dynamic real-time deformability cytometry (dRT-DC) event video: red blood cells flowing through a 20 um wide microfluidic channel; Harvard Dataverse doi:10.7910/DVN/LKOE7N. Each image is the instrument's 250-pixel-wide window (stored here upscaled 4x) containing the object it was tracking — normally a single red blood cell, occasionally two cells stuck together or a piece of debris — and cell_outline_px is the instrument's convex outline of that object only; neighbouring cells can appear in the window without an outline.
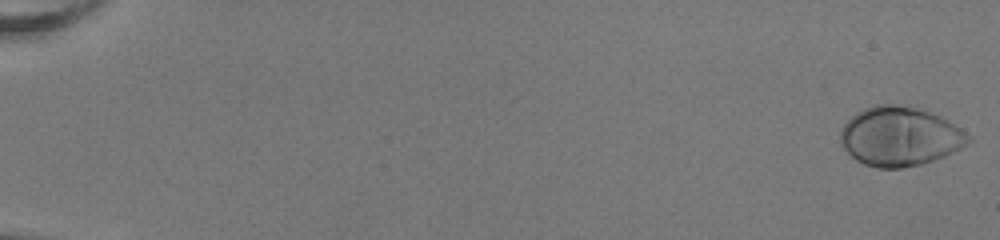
{"species": "human", "species_latin": "Homo sapiens", "temperature_condition": "room temperature", "stored_images_in_passage": 53, "camera_frame_rate_fps": 3000, "um_per_image_px": 0.085, "donor": {"sex": "female"}, "frame": {"image": 1, "passage_image": 1, "time_ms": 0.0, "image_size_px": [1000, 240], "cell_outline_px": [[972, 140], [960, 148], [944, 156], [920, 164], [900, 168], [880, 168], [864, 164], [856, 160], [840, 144], [840, 128], [856, 112], [864, 108], [876, 104], [892, 104], [916, 108], [940, 116], [948, 120], [972, 136]], "centroid_in_image_um": [76.47, 11.59], "position_along_channel_um": 8.5, "area_um2": 43.93}}
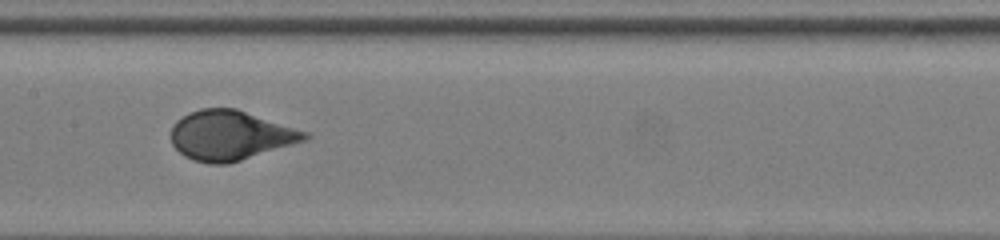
{"frame": {"image": 2, "passage_image": 29, "time_ms": 9.333, "image_size_px": [1000, 240], "cell_outline_px": [[312, 136], [308, 140], [228, 164], [208, 164], [192, 160], [184, 156], [172, 144], [172, 124], [180, 116], [188, 112], [200, 108], [236, 108], [308, 132]], "centroid_in_image_um": [19.58, 11.5], "position_along_channel_um": 187.8, "area_um2": 38.96}}
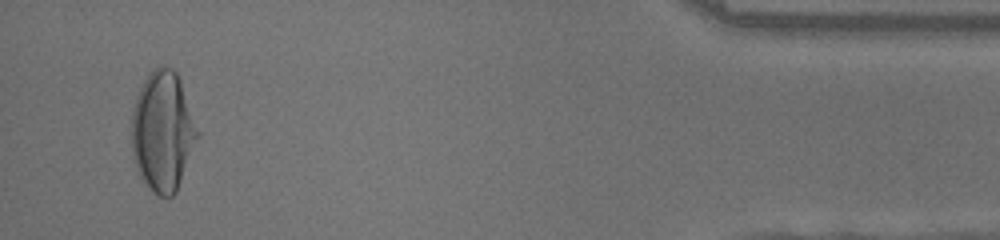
{"frame": {"image": 3, "passage_image": 51, "time_ms": 16.667, "image_size_px": [1000, 240], "cell_outline_px": [[200, 136], [176, 192], [172, 196], [160, 196], [152, 192], [140, 176], [136, 168], [132, 156], [132, 112], [136, 96], [144, 80], [160, 64], [172, 68], [176, 72], [180, 80], [200, 132]], "centroid_in_image_um": [13.85, 11.18], "position_along_channel_um": 421.4, "area_um2": 46.18}, "authors_computed_cell_mechanics": {"area_um2": 39.593, "velocity_mm_per_s": 4.0123, "shape_relaxation_time_tau1_ms": 3.16, "shape_relaxation_time_tau2_ms": null, "deformation_change_tau1": 0.2015, "deformation_change_tau2": null}}